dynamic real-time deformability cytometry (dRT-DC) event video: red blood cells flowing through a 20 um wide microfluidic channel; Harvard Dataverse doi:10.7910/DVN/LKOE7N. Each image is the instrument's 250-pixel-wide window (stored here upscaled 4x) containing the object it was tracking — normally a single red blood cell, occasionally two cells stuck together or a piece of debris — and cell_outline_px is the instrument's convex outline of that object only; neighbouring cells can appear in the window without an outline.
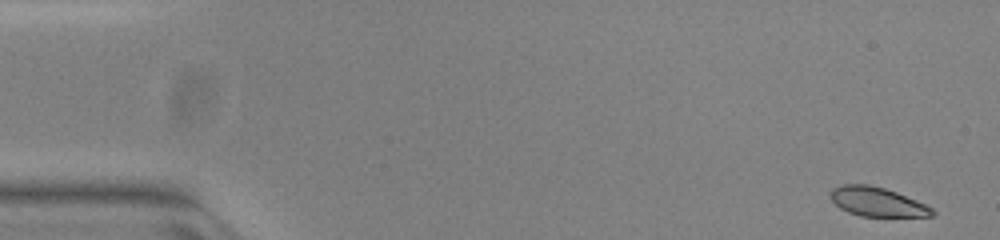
{"species": "common noctule bat (a hibernating species)", "species_latin": "Nyctalus noctula", "temperature_condition": "warm", "stored_images_in_passage": 13, "camera_frame_rate_fps": 3000, "um_per_image_px": 0.085, "animal": {"sex": "female", "body_mass_g": 23.0, "forearm_length_mm": 53.4}, "frame": {"image": 1, "passage_image": 1, "time_ms": 0.0, "image_size_px": [1000, 240], "cell_outline_px": [[936, 212], [932, 216], [860, 216], [848, 212], [840, 208], [832, 200], [832, 188], [844, 184], [868, 184], [884, 188], [896, 192], [916, 200], [932, 208]], "centroid_in_image_um": [74.57, 17.15], "position_along_channel_um": 10.4, "area_um2": 17.05}}